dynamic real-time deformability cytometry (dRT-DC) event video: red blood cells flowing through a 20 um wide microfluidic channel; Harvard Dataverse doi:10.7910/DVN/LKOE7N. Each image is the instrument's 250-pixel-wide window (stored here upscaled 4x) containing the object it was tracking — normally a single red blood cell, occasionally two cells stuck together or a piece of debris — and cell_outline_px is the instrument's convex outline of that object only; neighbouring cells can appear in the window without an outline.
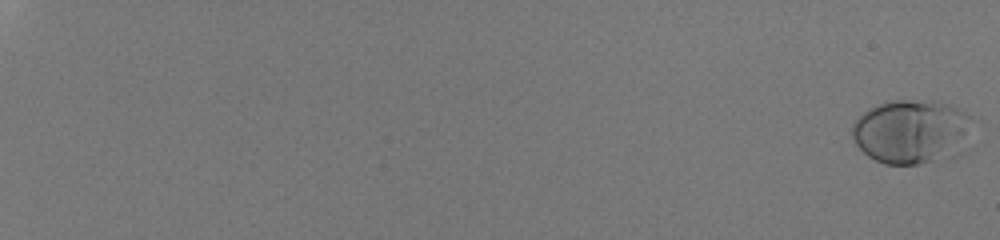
{"species": "human", "species_latin": "Homo sapiens", "temperature_condition": "room temperature", "stored_images_in_passage": 57, "segment_of_instrument_passage": [1, 2], "camera_frame_rate_fps": 3000, "um_per_image_px": 0.085, "donor": {"sex": "male"}, "frame": {"image": 1, "passage_image": 1, "time_ms": 0.0, "image_size_px": [1000, 240], "cell_outline_px": [[980, 120], [972, 148], [968, 152], [956, 156], [916, 164], [884, 164], [868, 156], [856, 144], [852, 136], [852, 124], [864, 112], [888, 100], [932, 100], [952, 104]], "centroid_in_image_um": [77.74, 11.19], "position_along_channel_um": 7.3, "area_um2": 47.34}}
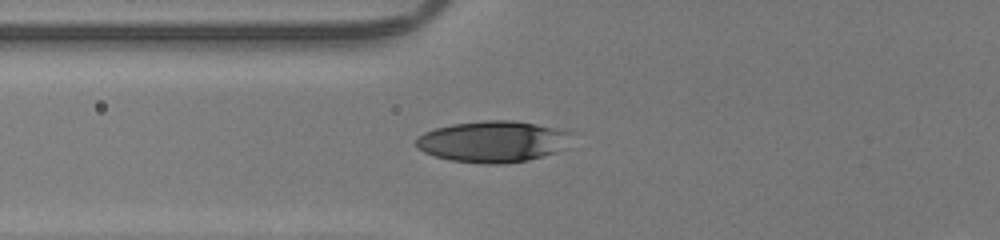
{"frame": {"image": 2, "passage_image": 27, "time_ms": 8.667, "image_size_px": [1000, 240], "cell_outline_px": [[572, 132], [556, 152], [528, 160], [504, 164], [484, 164], [452, 160], [436, 156], [424, 152], [416, 148], [416, 136], [424, 132], [436, 128], [452, 124], [484, 120], [512, 120], [564, 128]], "centroid_in_image_um": [41.85, 12.02], "position_along_channel_um": 84.0, "area_um2": 37.34}}
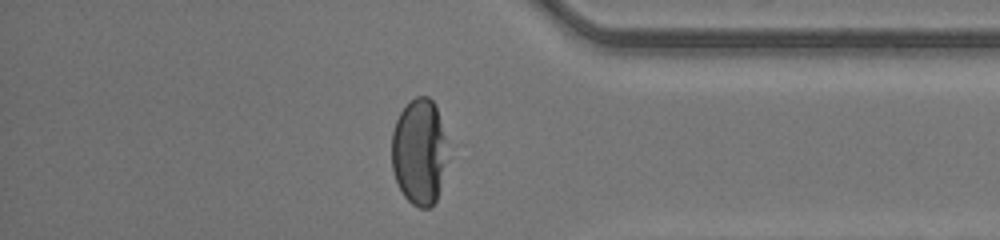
{"frame": {"image": 3, "passage_image": 50, "time_ms": 16.333, "image_size_px": [1000, 240], "cell_outline_px": [[444, 140], [440, 172], [436, 200], [428, 208], [420, 208], [412, 204], [404, 196], [396, 180], [392, 168], [392, 132], [396, 120], [400, 112], [416, 96], [428, 96], [436, 104]], "centroid_in_image_um": [35.54, 12.86], "position_along_channel_um": 399.7, "area_um2": 32.89}}